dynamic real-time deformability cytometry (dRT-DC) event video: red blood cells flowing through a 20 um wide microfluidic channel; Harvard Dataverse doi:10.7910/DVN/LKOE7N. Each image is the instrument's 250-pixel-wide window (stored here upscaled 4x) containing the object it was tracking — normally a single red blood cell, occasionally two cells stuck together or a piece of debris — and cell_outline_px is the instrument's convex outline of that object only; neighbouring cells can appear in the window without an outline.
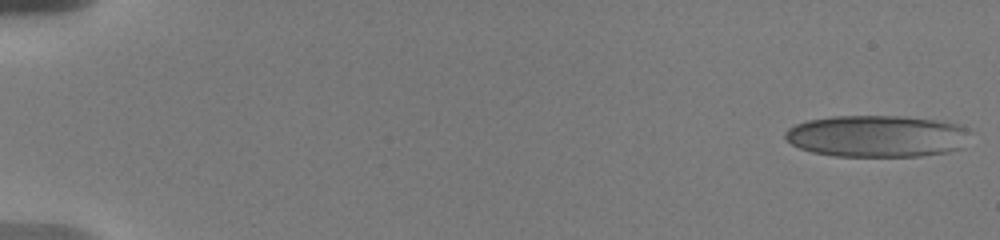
{"species": "human", "species_latin": "Homo sapiens", "temperature_condition": "warm", "stored_images_in_passage": 46, "camera_frame_rate_fps": 3000, "um_per_image_px": 0.085, "donor": {"sex": "male"}, "frame": {"image": 1, "passage_image": 1, "time_ms": 0.0, "image_size_px": [1000, 240], "cell_outline_px": [[964, 128], [960, 148], [944, 152], [920, 156], [836, 156], [812, 152], [800, 148], [792, 144], [784, 136], [784, 132], [788, 128], [796, 124], [808, 120], [832, 116], [900, 116], [932, 120], [952, 124]], "centroid_in_image_um": [74.37, 11.57], "position_along_channel_um": 10.6, "area_um2": 44.04}}
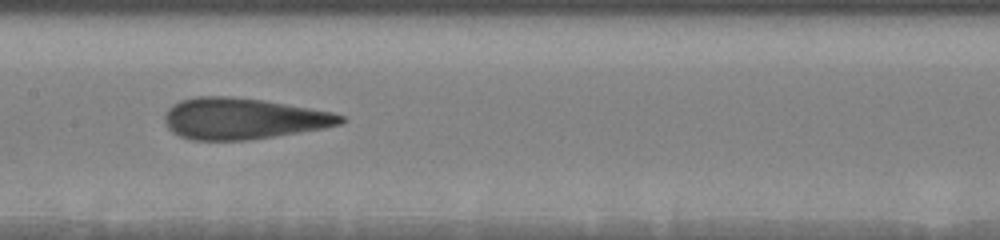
{"frame": {"image": 2, "passage_image": 19, "time_ms": 9.667, "image_size_px": [1000, 240], "cell_outline_px": [[344, 120], [340, 124], [324, 128], [248, 140], [192, 140], [180, 136], [172, 132], [168, 128], [164, 120], [164, 116], [168, 108], [172, 104], [180, 100], [196, 96], [232, 96], [264, 100], [332, 112], [344, 116]], "centroid_in_image_um": [20.61, 10.07], "position_along_channel_um": 186.8, "area_um2": 42.25}}
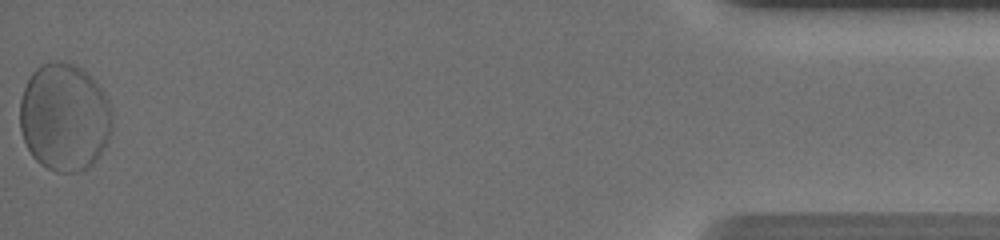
{"frame": {"image": 3, "passage_image": 46, "time_ms": 18.667, "image_size_px": [1000, 240], "cell_outline_px": [[112, 128], [108, 140], [100, 156], [88, 168], [76, 172], [56, 172], [40, 164], [32, 156], [24, 140], [20, 128], [20, 100], [24, 88], [32, 72], [40, 64], [56, 60], [76, 64], [92, 76], [108, 100], [112, 112]], "centroid_in_image_um": [5.48, 9.95], "position_along_channel_um": 429.7, "area_um2": 58.44}}